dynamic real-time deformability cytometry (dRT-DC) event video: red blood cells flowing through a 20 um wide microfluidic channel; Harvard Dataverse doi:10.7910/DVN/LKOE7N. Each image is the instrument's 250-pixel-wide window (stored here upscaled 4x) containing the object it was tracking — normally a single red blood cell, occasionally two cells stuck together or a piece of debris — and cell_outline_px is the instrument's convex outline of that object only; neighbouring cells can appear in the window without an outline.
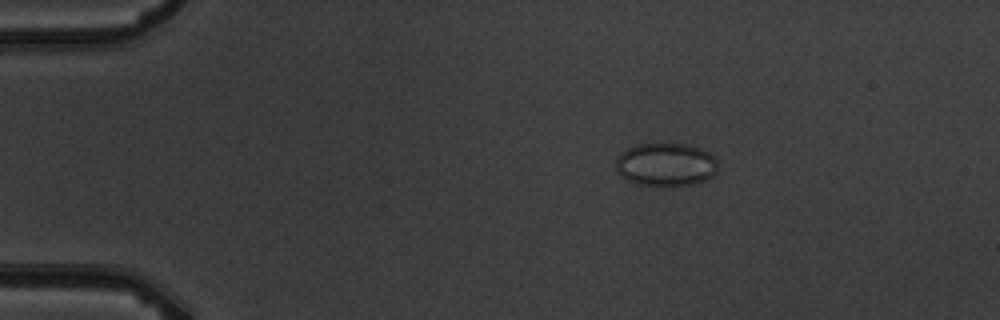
{"species": "common noctule bat (a hibernating species)", "species_latin": "Nyctalus noctula", "temperature_condition": "warm", "stored_images_in_passage": 4, "camera_frame_rate_fps": 3000, "um_per_image_px": 0.085, "animal": {"sex": "male", "body_mass_g": 19.5, "forearm_length_mm": 54.6}, "frame": {"image": 1, "passage_image": 2, "time_ms": 2.0, "image_size_px": [1000, 320], "cell_outline_px": [[716, 172], [708, 180], [692, 184], [664, 188], [656, 188], [636, 184], [620, 176], [616, 172], [616, 160], [628, 148], [636, 144], [688, 144], [700, 148], [716, 156]], "centroid_in_image_um": [56.6, 14.03], "position_along_channel_um": 28.4, "area_um2": 26.3}}